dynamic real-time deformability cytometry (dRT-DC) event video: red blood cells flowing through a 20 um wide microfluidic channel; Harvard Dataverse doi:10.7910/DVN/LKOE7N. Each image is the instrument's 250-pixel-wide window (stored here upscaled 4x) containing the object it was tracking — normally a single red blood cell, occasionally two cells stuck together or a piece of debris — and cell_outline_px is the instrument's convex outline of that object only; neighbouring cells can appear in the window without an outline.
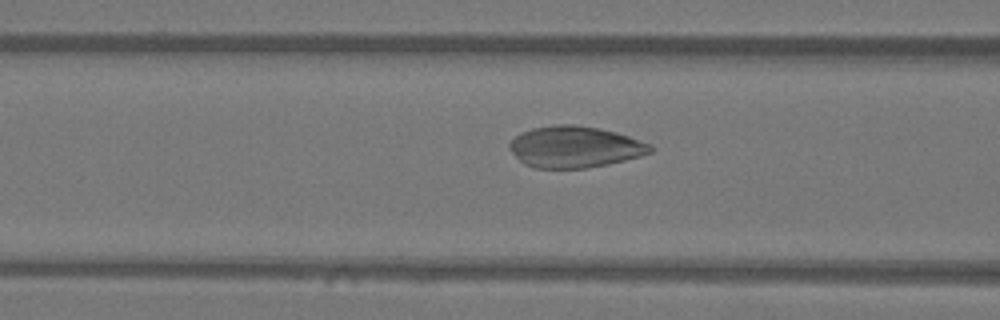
{"species": "Egyptian fruit bat (a non-hibernating species)", "species_latin": "Rousettus aegyptiacus", "temperature_condition": "warm", "stored_images_in_passage": 35, "camera_frame_rate_fps": 3000, "um_per_image_px": 0.085, "animal": {"sex": "female"}, "frame": {"image": 1, "passage_image": 9, "time_ms": 2.667, "image_size_px": [1000, 320], "cell_outline_px": [[652, 152], [640, 156], [608, 164], [588, 168], [532, 168], [524, 164], [508, 148], [508, 144], [520, 132], [532, 128], [552, 124], [576, 124], [600, 128], [616, 132], [652, 144]], "centroid_in_image_um": [48.84, 12.48], "position_along_channel_um": 117.8, "area_um2": 34.22}}
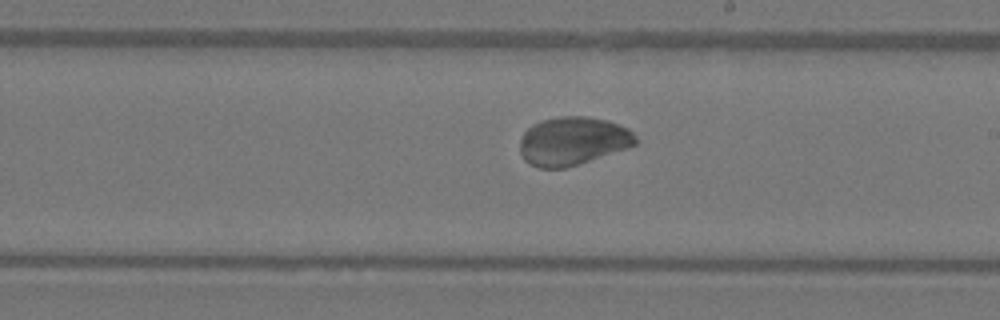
{"frame": {"image": 2, "passage_image": 18, "time_ms": 5.667, "image_size_px": [1000, 320], "cell_outline_px": [[640, 140], [636, 144], [628, 148], [564, 168], [540, 168], [528, 164], [524, 160], [520, 152], [520, 140], [524, 132], [532, 124], [544, 120], [560, 116], [588, 116], [608, 120], [620, 124], [628, 128]], "centroid_in_image_um": [48.7, 11.98], "position_along_channel_um": 240.3, "area_um2": 32.77}}
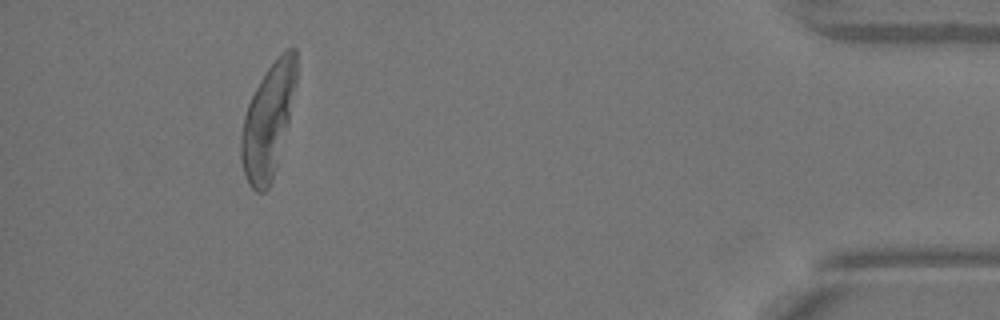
{"frame": {"image": 3, "passage_image": 35, "time_ms": 11.333, "image_size_px": [1000, 320], "cell_outline_px": [[296, 84], [288, 124], [276, 168], [272, 180], [268, 188], [264, 192], [256, 192], [248, 184], [244, 172], [240, 156], [240, 136], [244, 116], [248, 104], [260, 80], [268, 68], [288, 48], [296, 48]], "centroid_in_image_um": [22.78, 10.32], "position_along_channel_um": 412.4, "area_um2": 36.13}}